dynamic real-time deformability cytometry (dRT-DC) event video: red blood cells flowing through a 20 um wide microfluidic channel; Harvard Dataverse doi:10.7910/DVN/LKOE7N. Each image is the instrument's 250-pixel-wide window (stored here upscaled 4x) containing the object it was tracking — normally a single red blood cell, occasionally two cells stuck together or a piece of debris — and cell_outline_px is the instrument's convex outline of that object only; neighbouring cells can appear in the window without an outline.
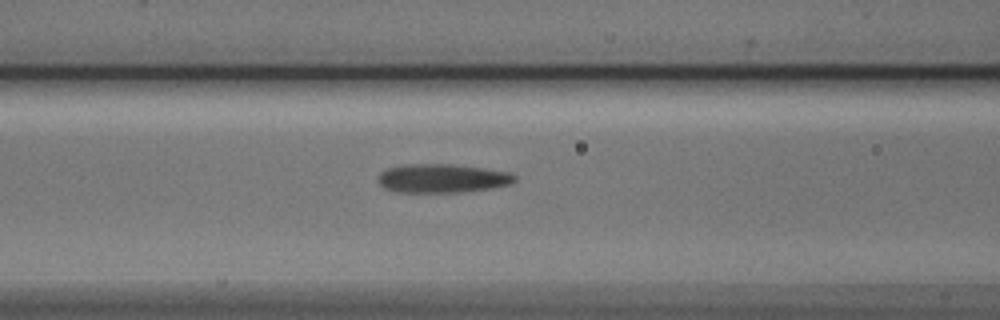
{"species": "Egyptian fruit bat (a non-hibernating species)", "species_latin": "Rousettus aegyptiacus", "temperature_condition": "cold", "stored_images_in_passage": 19, "camera_frame_rate_fps": 3000, "um_per_image_px": 0.085, "animal": {"sex": "male"}, "frame": {"image": 1, "passage_image": 14, "time_ms": 4.333, "image_size_px": [1000, 320], "cell_outline_px": [[516, 180], [508, 184], [488, 188], [460, 192], [396, 192], [384, 188], [380, 184], [376, 176], [380, 172], [388, 168], [404, 164], [452, 164], [484, 168], [508, 172], [516, 176]], "centroid_in_image_um": [37.52, 15.15], "position_along_channel_um": 129.1, "area_um2": 22.83}}